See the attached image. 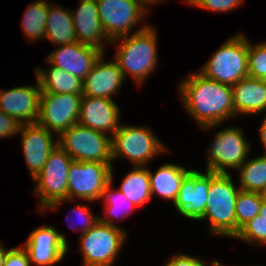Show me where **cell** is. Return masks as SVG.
<instances>
[{
	"instance_id": "6da1fadb",
	"label": "cell",
	"mask_w": 266,
	"mask_h": 266,
	"mask_svg": "<svg viewBox=\"0 0 266 266\" xmlns=\"http://www.w3.org/2000/svg\"><path fill=\"white\" fill-rule=\"evenodd\" d=\"M178 90L184 108L202 130L207 131L235 118L232 86L195 72L179 83Z\"/></svg>"
},
{
	"instance_id": "7a4b0ae2",
	"label": "cell",
	"mask_w": 266,
	"mask_h": 266,
	"mask_svg": "<svg viewBox=\"0 0 266 266\" xmlns=\"http://www.w3.org/2000/svg\"><path fill=\"white\" fill-rule=\"evenodd\" d=\"M118 44L114 60L118 63L124 79L129 74L140 86L156 69L158 62L156 29L149 25L134 34L112 40Z\"/></svg>"
},
{
	"instance_id": "3957f363",
	"label": "cell",
	"mask_w": 266,
	"mask_h": 266,
	"mask_svg": "<svg viewBox=\"0 0 266 266\" xmlns=\"http://www.w3.org/2000/svg\"><path fill=\"white\" fill-rule=\"evenodd\" d=\"M239 187L233 182L231 173L210 172V187L203 217L208 219L210 234L214 236H236L235 203Z\"/></svg>"
},
{
	"instance_id": "277c9868",
	"label": "cell",
	"mask_w": 266,
	"mask_h": 266,
	"mask_svg": "<svg viewBox=\"0 0 266 266\" xmlns=\"http://www.w3.org/2000/svg\"><path fill=\"white\" fill-rule=\"evenodd\" d=\"M198 72L229 86L248 77L247 37L243 33H238L229 38Z\"/></svg>"
},
{
	"instance_id": "5b68a950",
	"label": "cell",
	"mask_w": 266,
	"mask_h": 266,
	"mask_svg": "<svg viewBox=\"0 0 266 266\" xmlns=\"http://www.w3.org/2000/svg\"><path fill=\"white\" fill-rule=\"evenodd\" d=\"M112 161L128 159L132 166H146L156 155L169 151L147 127L120 124L111 137Z\"/></svg>"
},
{
	"instance_id": "8992f818",
	"label": "cell",
	"mask_w": 266,
	"mask_h": 266,
	"mask_svg": "<svg viewBox=\"0 0 266 266\" xmlns=\"http://www.w3.org/2000/svg\"><path fill=\"white\" fill-rule=\"evenodd\" d=\"M108 135L77 123L62 132L57 140L74 161L112 163V143Z\"/></svg>"
},
{
	"instance_id": "52a82bcc",
	"label": "cell",
	"mask_w": 266,
	"mask_h": 266,
	"mask_svg": "<svg viewBox=\"0 0 266 266\" xmlns=\"http://www.w3.org/2000/svg\"><path fill=\"white\" fill-rule=\"evenodd\" d=\"M112 163L73 161L68 171V200L49 204L45 209L57 210L65 201L76 198L85 201L99 200L104 188L111 182Z\"/></svg>"
},
{
	"instance_id": "ba28073f",
	"label": "cell",
	"mask_w": 266,
	"mask_h": 266,
	"mask_svg": "<svg viewBox=\"0 0 266 266\" xmlns=\"http://www.w3.org/2000/svg\"><path fill=\"white\" fill-rule=\"evenodd\" d=\"M127 233L119 226L98 222L80 235L82 266H113L126 241Z\"/></svg>"
},
{
	"instance_id": "9c48e42d",
	"label": "cell",
	"mask_w": 266,
	"mask_h": 266,
	"mask_svg": "<svg viewBox=\"0 0 266 266\" xmlns=\"http://www.w3.org/2000/svg\"><path fill=\"white\" fill-rule=\"evenodd\" d=\"M73 161L58 145L50 153L42 170L33 178L36 183L34 194L40 199V212L43 213L53 202L68 200V171Z\"/></svg>"
},
{
	"instance_id": "30bf717a",
	"label": "cell",
	"mask_w": 266,
	"mask_h": 266,
	"mask_svg": "<svg viewBox=\"0 0 266 266\" xmlns=\"http://www.w3.org/2000/svg\"><path fill=\"white\" fill-rule=\"evenodd\" d=\"M250 147L242 128L219 130L208 148L205 171L226 174L229 173L226 168L238 169L248 158Z\"/></svg>"
},
{
	"instance_id": "8fae6325",
	"label": "cell",
	"mask_w": 266,
	"mask_h": 266,
	"mask_svg": "<svg viewBox=\"0 0 266 266\" xmlns=\"http://www.w3.org/2000/svg\"><path fill=\"white\" fill-rule=\"evenodd\" d=\"M102 28L110 41L130 35L148 13L138 0H96Z\"/></svg>"
},
{
	"instance_id": "7c38bea8",
	"label": "cell",
	"mask_w": 266,
	"mask_h": 266,
	"mask_svg": "<svg viewBox=\"0 0 266 266\" xmlns=\"http://www.w3.org/2000/svg\"><path fill=\"white\" fill-rule=\"evenodd\" d=\"M82 94L42 92L37 124L58 136L78 123Z\"/></svg>"
},
{
	"instance_id": "4fadbf2b",
	"label": "cell",
	"mask_w": 266,
	"mask_h": 266,
	"mask_svg": "<svg viewBox=\"0 0 266 266\" xmlns=\"http://www.w3.org/2000/svg\"><path fill=\"white\" fill-rule=\"evenodd\" d=\"M22 247L27 251L31 264L53 266L63 260L68 242L55 227L41 225L29 234Z\"/></svg>"
},
{
	"instance_id": "5bb4252c",
	"label": "cell",
	"mask_w": 266,
	"mask_h": 266,
	"mask_svg": "<svg viewBox=\"0 0 266 266\" xmlns=\"http://www.w3.org/2000/svg\"><path fill=\"white\" fill-rule=\"evenodd\" d=\"M210 172L191 171L184 177L174 206L181 216L199 221L205 212Z\"/></svg>"
},
{
	"instance_id": "9a60e30c",
	"label": "cell",
	"mask_w": 266,
	"mask_h": 266,
	"mask_svg": "<svg viewBox=\"0 0 266 266\" xmlns=\"http://www.w3.org/2000/svg\"><path fill=\"white\" fill-rule=\"evenodd\" d=\"M42 91L37 79L36 86H19L0 90V110L22 124L36 123L39 116Z\"/></svg>"
},
{
	"instance_id": "2e32d148",
	"label": "cell",
	"mask_w": 266,
	"mask_h": 266,
	"mask_svg": "<svg viewBox=\"0 0 266 266\" xmlns=\"http://www.w3.org/2000/svg\"><path fill=\"white\" fill-rule=\"evenodd\" d=\"M103 53L96 47L77 41L59 45L46 59L53 66L59 67L83 81Z\"/></svg>"
},
{
	"instance_id": "e0dca14e",
	"label": "cell",
	"mask_w": 266,
	"mask_h": 266,
	"mask_svg": "<svg viewBox=\"0 0 266 266\" xmlns=\"http://www.w3.org/2000/svg\"><path fill=\"white\" fill-rule=\"evenodd\" d=\"M22 138V150L31 178L42 170L50 153L58 146L53 133L37 123L22 124L19 130Z\"/></svg>"
},
{
	"instance_id": "ac0fdd59",
	"label": "cell",
	"mask_w": 266,
	"mask_h": 266,
	"mask_svg": "<svg viewBox=\"0 0 266 266\" xmlns=\"http://www.w3.org/2000/svg\"><path fill=\"white\" fill-rule=\"evenodd\" d=\"M120 113L114 100L82 96L78 124L112 137L120 127Z\"/></svg>"
},
{
	"instance_id": "d6986e66",
	"label": "cell",
	"mask_w": 266,
	"mask_h": 266,
	"mask_svg": "<svg viewBox=\"0 0 266 266\" xmlns=\"http://www.w3.org/2000/svg\"><path fill=\"white\" fill-rule=\"evenodd\" d=\"M124 80L118 63L104 61L103 53L83 80L82 96L113 100Z\"/></svg>"
},
{
	"instance_id": "ffe728a7",
	"label": "cell",
	"mask_w": 266,
	"mask_h": 266,
	"mask_svg": "<svg viewBox=\"0 0 266 266\" xmlns=\"http://www.w3.org/2000/svg\"><path fill=\"white\" fill-rule=\"evenodd\" d=\"M70 12L78 42L96 47L104 52L105 41L107 44H110L111 41L102 28L96 0H80L77 9L70 10Z\"/></svg>"
},
{
	"instance_id": "44dd1931",
	"label": "cell",
	"mask_w": 266,
	"mask_h": 266,
	"mask_svg": "<svg viewBox=\"0 0 266 266\" xmlns=\"http://www.w3.org/2000/svg\"><path fill=\"white\" fill-rule=\"evenodd\" d=\"M235 117L266 110V80L246 77L232 86Z\"/></svg>"
},
{
	"instance_id": "7402d4cb",
	"label": "cell",
	"mask_w": 266,
	"mask_h": 266,
	"mask_svg": "<svg viewBox=\"0 0 266 266\" xmlns=\"http://www.w3.org/2000/svg\"><path fill=\"white\" fill-rule=\"evenodd\" d=\"M190 171L181 165L170 163L161 166L155 173L148 169L152 197L156 193L159 197L172 200L174 204L181 183Z\"/></svg>"
},
{
	"instance_id": "603a6c76",
	"label": "cell",
	"mask_w": 266,
	"mask_h": 266,
	"mask_svg": "<svg viewBox=\"0 0 266 266\" xmlns=\"http://www.w3.org/2000/svg\"><path fill=\"white\" fill-rule=\"evenodd\" d=\"M49 3L45 39L51 41L56 47L77 42L70 9Z\"/></svg>"
},
{
	"instance_id": "cb8c5ba5",
	"label": "cell",
	"mask_w": 266,
	"mask_h": 266,
	"mask_svg": "<svg viewBox=\"0 0 266 266\" xmlns=\"http://www.w3.org/2000/svg\"><path fill=\"white\" fill-rule=\"evenodd\" d=\"M50 64L49 69L37 68L35 77L38 79L42 92L54 94H82L83 81L78 77ZM46 70V71H45Z\"/></svg>"
},
{
	"instance_id": "d4e9b609",
	"label": "cell",
	"mask_w": 266,
	"mask_h": 266,
	"mask_svg": "<svg viewBox=\"0 0 266 266\" xmlns=\"http://www.w3.org/2000/svg\"><path fill=\"white\" fill-rule=\"evenodd\" d=\"M117 189L136 207L148 202L152 198V194L147 166H133Z\"/></svg>"
},
{
	"instance_id": "484cf974",
	"label": "cell",
	"mask_w": 266,
	"mask_h": 266,
	"mask_svg": "<svg viewBox=\"0 0 266 266\" xmlns=\"http://www.w3.org/2000/svg\"><path fill=\"white\" fill-rule=\"evenodd\" d=\"M114 169L112 167L111 171V182L104 188L99 199H103L105 202L104 214L105 218L99 216V221L111 226L114 225V218H125L130 215L131 212H134L136 206L129 201L127 197L118 189L112 188V183L114 180Z\"/></svg>"
},
{
	"instance_id": "4316f807",
	"label": "cell",
	"mask_w": 266,
	"mask_h": 266,
	"mask_svg": "<svg viewBox=\"0 0 266 266\" xmlns=\"http://www.w3.org/2000/svg\"><path fill=\"white\" fill-rule=\"evenodd\" d=\"M47 17V0H37L28 5L21 23L22 31L29 42L45 39Z\"/></svg>"
},
{
	"instance_id": "83f0119b",
	"label": "cell",
	"mask_w": 266,
	"mask_h": 266,
	"mask_svg": "<svg viewBox=\"0 0 266 266\" xmlns=\"http://www.w3.org/2000/svg\"><path fill=\"white\" fill-rule=\"evenodd\" d=\"M238 170L240 190L261 193L266 186V155L246 159Z\"/></svg>"
},
{
	"instance_id": "f1b7e54d",
	"label": "cell",
	"mask_w": 266,
	"mask_h": 266,
	"mask_svg": "<svg viewBox=\"0 0 266 266\" xmlns=\"http://www.w3.org/2000/svg\"><path fill=\"white\" fill-rule=\"evenodd\" d=\"M235 207L237 235L245 224L259 214L262 207L261 194L240 190L236 198Z\"/></svg>"
},
{
	"instance_id": "f546056e",
	"label": "cell",
	"mask_w": 266,
	"mask_h": 266,
	"mask_svg": "<svg viewBox=\"0 0 266 266\" xmlns=\"http://www.w3.org/2000/svg\"><path fill=\"white\" fill-rule=\"evenodd\" d=\"M248 77L266 80V42L252 45L248 40Z\"/></svg>"
},
{
	"instance_id": "4dcf8cb0",
	"label": "cell",
	"mask_w": 266,
	"mask_h": 266,
	"mask_svg": "<svg viewBox=\"0 0 266 266\" xmlns=\"http://www.w3.org/2000/svg\"><path fill=\"white\" fill-rule=\"evenodd\" d=\"M251 244H266V221L258 214L245 224L235 236Z\"/></svg>"
},
{
	"instance_id": "1f68e13d",
	"label": "cell",
	"mask_w": 266,
	"mask_h": 266,
	"mask_svg": "<svg viewBox=\"0 0 266 266\" xmlns=\"http://www.w3.org/2000/svg\"><path fill=\"white\" fill-rule=\"evenodd\" d=\"M190 6H197L210 12H228L241 6L245 0H183Z\"/></svg>"
},
{
	"instance_id": "d6a6232c",
	"label": "cell",
	"mask_w": 266,
	"mask_h": 266,
	"mask_svg": "<svg viewBox=\"0 0 266 266\" xmlns=\"http://www.w3.org/2000/svg\"><path fill=\"white\" fill-rule=\"evenodd\" d=\"M91 209L88 208V206L86 205H79V204H76V207L72 209V213L76 214L78 213L77 217H79L78 219L80 220L79 223L81 224H78L76 225L74 222H72L73 224H70L71 228L74 230H77L78 231V228L79 226H81L79 229L80 230V235L89 231L94 225H96L98 222H99V217L98 216H94L91 211ZM72 216V215H71ZM72 217H70L71 219ZM73 221V220H72Z\"/></svg>"
},
{
	"instance_id": "836d02e7",
	"label": "cell",
	"mask_w": 266,
	"mask_h": 266,
	"mask_svg": "<svg viewBox=\"0 0 266 266\" xmlns=\"http://www.w3.org/2000/svg\"><path fill=\"white\" fill-rule=\"evenodd\" d=\"M3 266H31L28 253L22 245L8 249Z\"/></svg>"
},
{
	"instance_id": "e575fe53",
	"label": "cell",
	"mask_w": 266,
	"mask_h": 266,
	"mask_svg": "<svg viewBox=\"0 0 266 266\" xmlns=\"http://www.w3.org/2000/svg\"><path fill=\"white\" fill-rule=\"evenodd\" d=\"M21 124L10 117L6 113L0 110V138L13 137L15 134H19Z\"/></svg>"
},
{
	"instance_id": "d590c367",
	"label": "cell",
	"mask_w": 266,
	"mask_h": 266,
	"mask_svg": "<svg viewBox=\"0 0 266 266\" xmlns=\"http://www.w3.org/2000/svg\"><path fill=\"white\" fill-rule=\"evenodd\" d=\"M165 266H207L202 259H198L186 254L178 253L174 255Z\"/></svg>"
},
{
	"instance_id": "8d00e7d4",
	"label": "cell",
	"mask_w": 266,
	"mask_h": 266,
	"mask_svg": "<svg viewBox=\"0 0 266 266\" xmlns=\"http://www.w3.org/2000/svg\"><path fill=\"white\" fill-rule=\"evenodd\" d=\"M259 136L264 147L263 155H266V116L264 117L263 121L261 122V126L259 127Z\"/></svg>"
},
{
	"instance_id": "74e56055",
	"label": "cell",
	"mask_w": 266,
	"mask_h": 266,
	"mask_svg": "<svg viewBox=\"0 0 266 266\" xmlns=\"http://www.w3.org/2000/svg\"><path fill=\"white\" fill-rule=\"evenodd\" d=\"M138 1L148 10V8H150L151 5H154L158 2L160 3L165 0H138Z\"/></svg>"
},
{
	"instance_id": "f35d334b",
	"label": "cell",
	"mask_w": 266,
	"mask_h": 266,
	"mask_svg": "<svg viewBox=\"0 0 266 266\" xmlns=\"http://www.w3.org/2000/svg\"><path fill=\"white\" fill-rule=\"evenodd\" d=\"M7 251L8 250H6L4 248L3 244L0 241V266L4 265V261H5V258H6Z\"/></svg>"
},
{
	"instance_id": "ab89813d",
	"label": "cell",
	"mask_w": 266,
	"mask_h": 266,
	"mask_svg": "<svg viewBox=\"0 0 266 266\" xmlns=\"http://www.w3.org/2000/svg\"><path fill=\"white\" fill-rule=\"evenodd\" d=\"M259 215L266 221V201L262 200V207L259 212Z\"/></svg>"
},
{
	"instance_id": "60d3db41",
	"label": "cell",
	"mask_w": 266,
	"mask_h": 266,
	"mask_svg": "<svg viewBox=\"0 0 266 266\" xmlns=\"http://www.w3.org/2000/svg\"><path fill=\"white\" fill-rule=\"evenodd\" d=\"M261 198L263 201H266V186L264 187V189L261 191Z\"/></svg>"
}]
</instances>
